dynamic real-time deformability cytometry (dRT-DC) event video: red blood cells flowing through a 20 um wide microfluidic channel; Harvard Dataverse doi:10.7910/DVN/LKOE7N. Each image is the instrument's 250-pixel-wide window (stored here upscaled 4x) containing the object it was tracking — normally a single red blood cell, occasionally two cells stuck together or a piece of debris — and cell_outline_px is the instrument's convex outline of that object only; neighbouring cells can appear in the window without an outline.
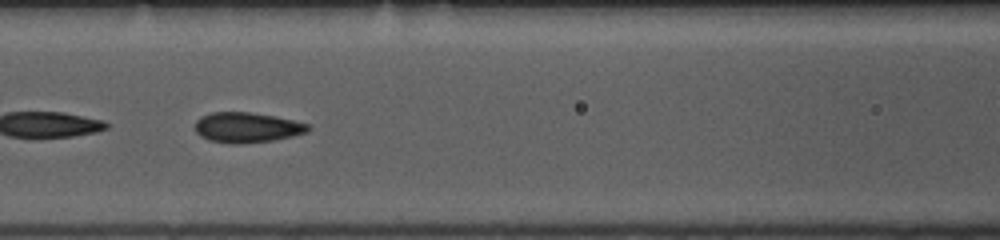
{"species": "common noctule bat (a hibernating species)", "species_latin": "Nyctalus noctula", "temperature_condition": "room temperature", "stored_images_in_passage": 37, "camera_frame_rate_fps": 3000, "um_per_image_px": 0.085, "animal": {"sex": "female", "body_mass_g": 10.0, "forearm_length_mm": 53.1}, "frame": {"image": 1, "passage_image": 16, "time_ms": 5.0, "image_size_px": [1000, 240], "cell_outline_px": [[312, 128], [308, 132], [292, 136], [272, 140], [240, 144], [232, 144], [208, 140], [200, 136], [196, 132], [196, 120], [200, 116], [212, 112], [248, 112], [272, 116], [292, 120], [308, 124]], "centroid_in_image_um": [20.97, 10.84], "position_along_channel_um": 145.6, "area_um2": 19.83}}